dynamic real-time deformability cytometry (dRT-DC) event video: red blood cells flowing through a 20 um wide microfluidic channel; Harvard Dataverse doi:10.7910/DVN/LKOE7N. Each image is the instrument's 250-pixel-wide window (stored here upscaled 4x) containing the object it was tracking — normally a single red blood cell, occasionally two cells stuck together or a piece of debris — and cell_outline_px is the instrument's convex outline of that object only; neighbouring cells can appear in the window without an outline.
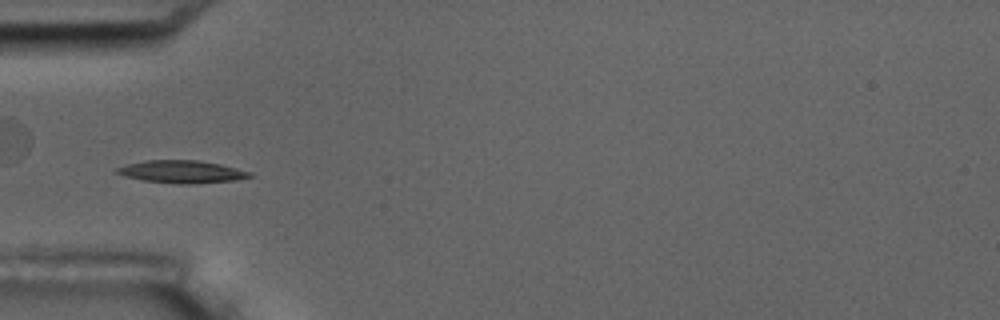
{"species": "common noctule bat (a hibernating species)", "species_latin": "Nyctalus noctula", "temperature_condition": "room temperature", "stored_images_in_passage": 6, "segment_of_instrument_passage": [2, 2], "camera_frame_rate_fps": 3000, "um_per_image_px": 0.085, "animal": {"sex": "male", "body_mass_g": 17.5, "forearm_length_mm": 52.3}, "frame": {"image": 1, "passage_image": 5, "time_ms": 5.333, "image_size_px": [1000, 320], "cell_outline_px": [[252, 176], [236, 180], [188, 184], [180, 184], [144, 180], [124, 176], [112, 172], [116, 168], [128, 164], [144, 160], [200, 160], [220, 164], [252, 172]], "centroid_in_image_um": [15.42, 14.59], "position_along_channel_um": 69.6, "area_um2": 17.46}}